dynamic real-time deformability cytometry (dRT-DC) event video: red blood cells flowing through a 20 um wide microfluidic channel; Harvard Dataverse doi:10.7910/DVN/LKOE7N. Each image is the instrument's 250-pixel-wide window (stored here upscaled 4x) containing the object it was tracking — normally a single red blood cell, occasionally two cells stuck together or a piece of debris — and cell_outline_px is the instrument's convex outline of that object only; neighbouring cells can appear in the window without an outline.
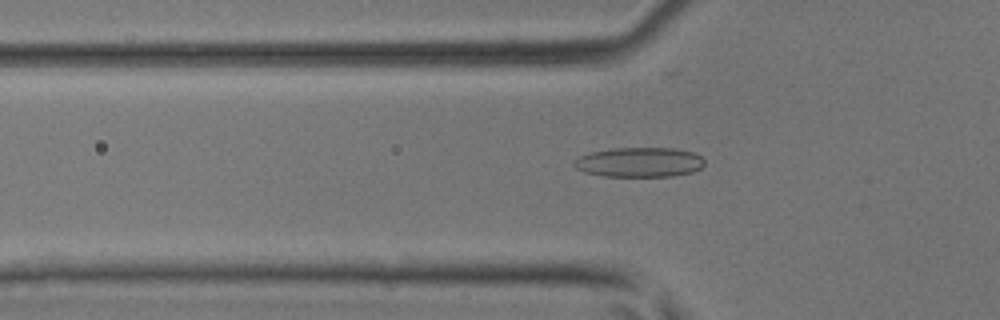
{"species": "common noctule bat (a hibernating species)", "species_latin": "Nyctalus noctula", "temperature_condition": "room temperature", "stored_images_in_passage": 46, "camera_frame_rate_fps": 3000, "um_per_image_px": 0.085, "animal": {"sex": "male", "body_mass_g": 17.9, "forearm_length_mm": 54.2}, "frame": {"image": 1, "passage_image": 16, "time_ms": 5.0, "image_size_px": [1000, 320], "cell_outline_px": [[704, 164], [700, 168], [692, 172], [672, 176], [604, 176], [584, 172], [576, 168], [572, 164], [572, 160], [580, 156], [592, 152], [612, 148], [672, 148], [692, 152], [700, 156], [704, 160]], "centroid_in_image_um": [54.31, 13.79], "position_along_channel_um": 71.5, "area_um2": 22.54}}
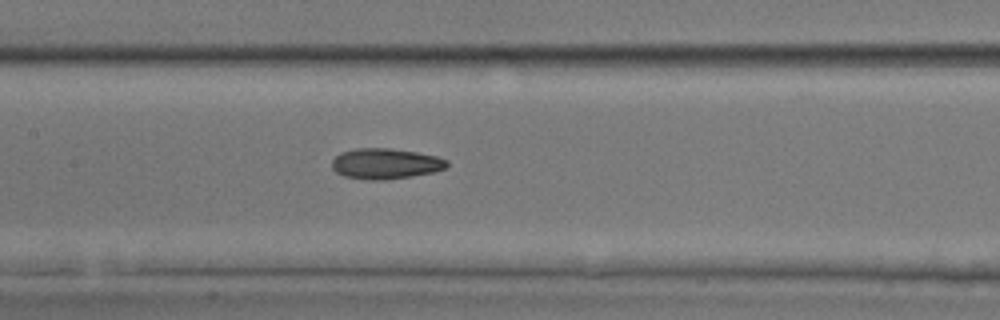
{"frame": {"image": 2, "passage_image": 23, "time_ms": 7.333, "image_size_px": [1000, 320], "cell_outline_px": [[448, 164], [444, 168], [432, 172], [412, 176], [384, 180], [372, 180], [344, 176], [336, 172], [332, 168], [332, 160], [340, 152], [356, 148], [392, 148], [416, 152], [436, 156], [448, 160]], "centroid_in_image_um": [32.74, 13.9], "position_along_channel_um": 174.7, "area_um2": 20.46}}
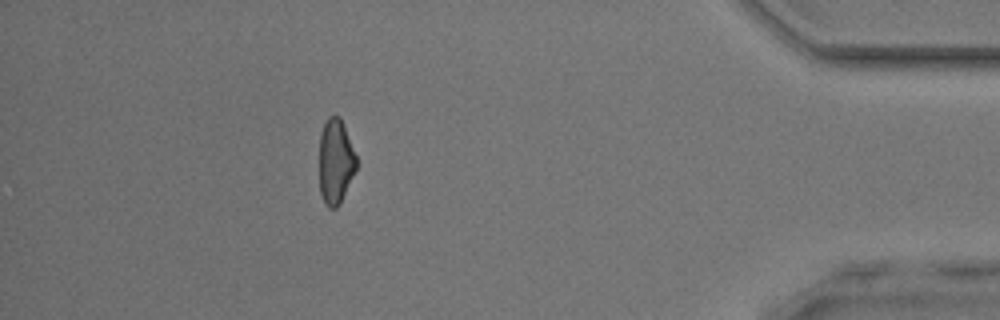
{"frame": {"image": 3, "passage_image": 42, "time_ms": 13.667, "image_size_px": [1000, 320], "cell_outline_px": [[356, 172], [340, 204], [336, 208], [328, 208], [324, 204], [320, 192], [320, 132], [328, 116], [340, 116], [356, 156]], "centroid_in_image_um": [28.52, 13.77], "position_along_channel_um": 406.7, "area_um2": 18.44}}